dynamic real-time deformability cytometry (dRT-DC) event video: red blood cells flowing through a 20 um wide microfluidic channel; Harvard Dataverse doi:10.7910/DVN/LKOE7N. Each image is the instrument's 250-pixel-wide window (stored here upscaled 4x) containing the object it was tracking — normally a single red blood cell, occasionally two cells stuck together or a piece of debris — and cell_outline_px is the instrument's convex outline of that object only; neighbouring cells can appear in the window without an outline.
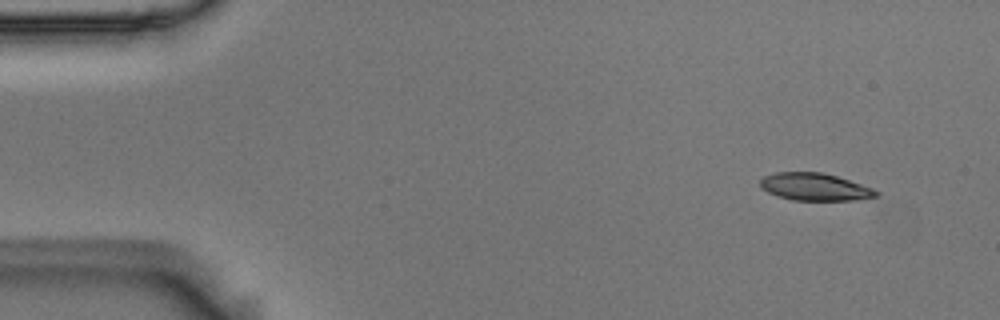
{"species": "Egyptian fruit bat (a non-hibernating species)", "species_latin": "Rousettus aegyptiacus", "temperature_condition": "room temperature", "stored_images_in_passage": 5, "camera_frame_rate_fps": 3000, "um_per_image_px": 0.085, "animal": {"sex": "male"}, "frame": {"image": 1, "passage_image": 1, "time_ms": 0.0, "image_size_px": [1000, 320], "cell_outline_px": [[880, 196], [856, 200], [792, 200], [776, 196], [760, 188], [760, 180], [764, 176], [776, 172], [820, 172], [836, 176], [872, 188], [880, 192]], "centroid_in_image_um": [69.24, 15.89], "position_along_channel_um": 15.8, "area_um2": 18.55}}